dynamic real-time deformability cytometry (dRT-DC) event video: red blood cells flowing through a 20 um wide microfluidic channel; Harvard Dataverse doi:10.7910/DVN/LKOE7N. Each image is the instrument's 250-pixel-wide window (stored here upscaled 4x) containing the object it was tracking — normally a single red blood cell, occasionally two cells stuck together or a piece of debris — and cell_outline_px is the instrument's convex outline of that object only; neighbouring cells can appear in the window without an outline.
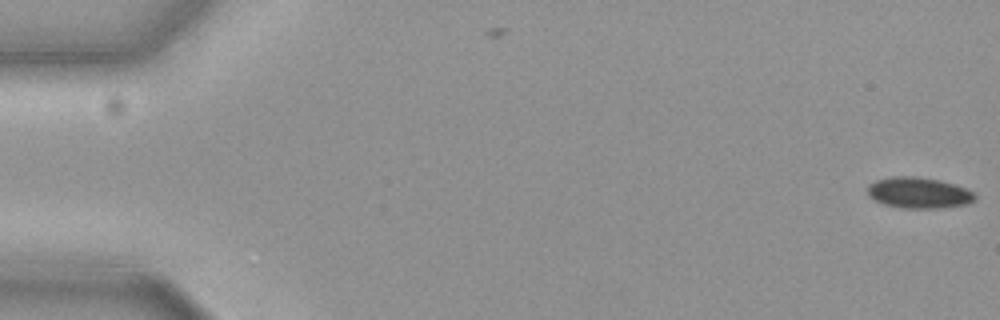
{"species": "common noctule bat (a hibernating species)", "species_latin": "Nyctalus noctula", "temperature_condition": "cold", "stored_images_in_passage": 11, "camera_frame_rate_fps": 3000, "um_per_image_px": 0.085, "animal": {"sex": "female", "body_mass_g": 19.3, "forearm_length_mm": 54.1}, "frame": {"image": 1, "passage_image": 1, "time_ms": 0.0, "image_size_px": [1000, 320], "cell_outline_px": [[976, 196], [972, 200], [964, 204], [936, 208], [900, 208], [884, 204], [868, 196], [868, 184], [876, 180], [892, 176], [916, 176], [940, 180], [964, 188], [972, 192]], "centroid_in_image_um": [78.02, 16.37], "position_along_channel_um": 7.0, "area_um2": 19.13}}